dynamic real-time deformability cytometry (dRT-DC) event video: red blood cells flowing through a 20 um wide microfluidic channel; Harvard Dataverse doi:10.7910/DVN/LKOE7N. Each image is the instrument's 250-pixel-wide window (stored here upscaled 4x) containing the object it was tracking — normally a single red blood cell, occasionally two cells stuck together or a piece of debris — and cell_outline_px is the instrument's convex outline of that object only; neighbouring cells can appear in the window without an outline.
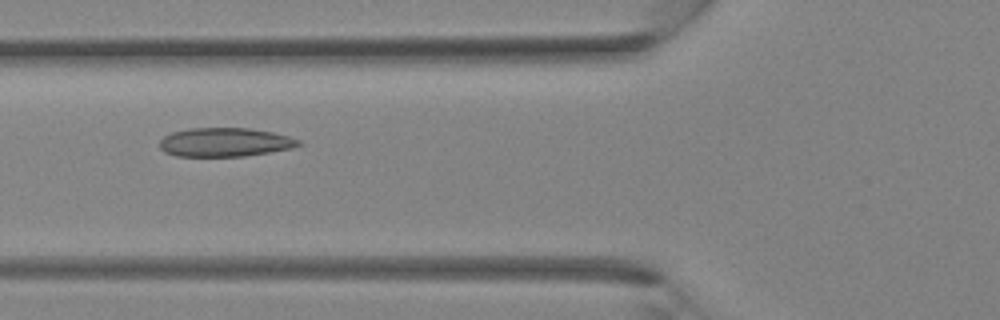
{"species": "Egyptian fruit bat (a non-hibernating species)", "species_latin": "Rousettus aegyptiacus", "temperature_condition": "room temperature", "stored_images_in_passage": 37, "camera_frame_rate_fps": 3000, "um_per_image_px": 0.085, "animal": {"sex": "female"}, "frame": {"image": 1, "passage_image": 14, "time_ms": 4.333, "image_size_px": [1000, 320], "cell_outline_px": [[304, 144], [292, 148], [244, 156], [176, 156], [164, 152], [160, 148], [160, 140], [164, 136], [172, 132], [188, 128], [248, 128], [272, 132], [288, 136], [300, 140]], "centroid_in_image_um": [19.11, 12.09], "position_along_channel_um": 106.7, "area_um2": 23.35}}
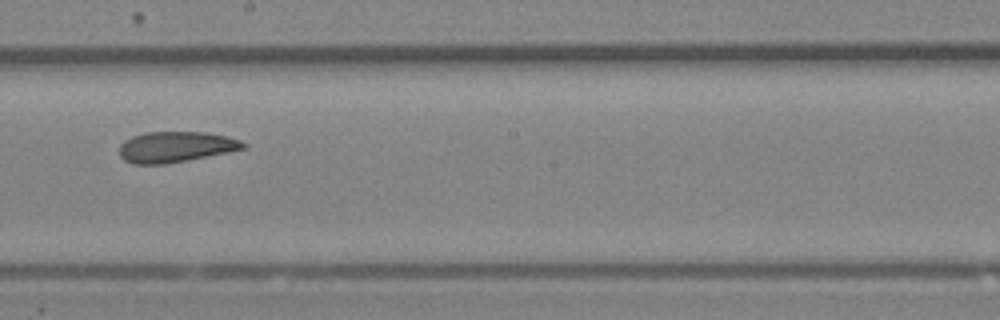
{"frame": {"image": 2, "passage_image": 21, "time_ms": 6.667, "image_size_px": [1000, 320], "cell_outline_px": [[248, 148], [188, 160], [164, 164], [132, 164], [124, 160], [120, 156], [120, 144], [124, 140], [132, 136], [144, 132], [204, 132], [224, 136], [240, 140], [248, 144]], "centroid_in_image_um": [14.93, 12.49], "position_along_channel_um": 233.3, "area_um2": 22.25}}
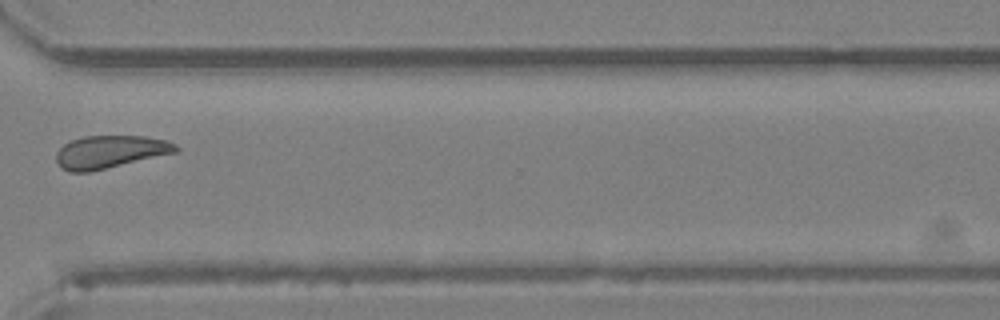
{"frame": {"image": 3, "passage_image": 28, "time_ms": 9.0, "image_size_px": [1000, 320], "cell_outline_px": [[180, 148], [176, 152], [88, 172], [68, 172], [60, 168], [56, 160], [56, 152], [64, 144], [72, 140], [84, 136], [144, 136], [168, 140], [176, 144]], "centroid_in_image_um": [9.34, 12.9], "position_along_channel_um": 361.3, "area_um2": 22.72}}